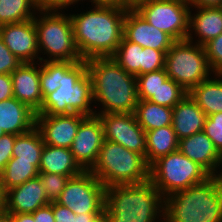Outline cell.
Instances as JSON below:
<instances>
[{
  "instance_id": "7",
  "label": "cell",
  "mask_w": 222,
  "mask_h": 222,
  "mask_svg": "<svg viewBox=\"0 0 222 222\" xmlns=\"http://www.w3.org/2000/svg\"><path fill=\"white\" fill-rule=\"evenodd\" d=\"M62 11H37L34 23L39 54H47L40 61L79 62L82 60L74 41L70 15ZM48 57V58H47Z\"/></svg>"
},
{
  "instance_id": "42",
  "label": "cell",
  "mask_w": 222,
  "mask_h": 222,
  "mask_svg": "<svg viewBox=\"0 0 222 222\" xmlns=\"http://www.w3.org/2000/svg\"><path fill=\"white\" fill-rule=\"evenodd\" d=\"M12 97L14 96L11 74H0V101Z\"/></svg>"
},
{
  "instance_id": "44",
  "label": "cell",
  "mask_w": 222,
  "mask_h": 222,
  "mask_svg": "<svg viewBox=\"0 0 222 222\" xmlns=\"http://www.w3.org/2000/svg\"><path fill=\"white\" fill-rule=\"evenodd\" d=\"M92 6H114L122 9H130L132 6L126 0H89Z\"/></svg>"
},
{
  "instance_id": "36",
  "label": "cell",
  "mask_w": 222,
  "mask_h": 222,
  "mask_svg": "<svg viewBox=\"0 0 222 222\" xmlns=\"http://www.w3.org/2000/svg\"><path fill=\"white\" fill-rule=\"evenodd\" d=\"M203 131L220 153L222 151V112L207 116Z\"/></svg>"
},
{
  "instance_id": "30",
  "label": "cell",
  "mask_w": 222,
  "mask_h": 222,
  "mask_svg": "<svg viewBox=\"0 0 222 222\" xmlns=\"http://www.w3.org/2000/svg\"><path fill=\"white\" fill-rule=\"evenodd\" d=\"M142 49L143 47H141L139 44L128 41L123 36L119 47L111 56V58L127 73H130L134 76H139Z\"/></svg>"
},
{
  "instance_id": "43",
  "label": "cell",
  "mask_w": 222,
  "mask_h": 222,
  "mask_svg": "<svg viewBox=\"0 0 222 222\" xmlns=\"http://www.w3.org/2000/svg\"><path fill=\"white\" fill-rule=\"evenodd\" d=\"M34 218V222H55L53 215V202L37 209L35 212L31 213Z\"/></svg>"
},
{
  "instance_id": "12",
  "label": "cell",
  "mask_w": 222,
  "mask_h": 222,
  "mask_svg": "<svg viewBox=\"0 0 222 222\" xmlns=\"http://www.w3.org/2000/svg\"><path fill=\"white\" fill-rule=\"evenodd\" d=\"M101 120L104 139L120 144L146 159V132L136 121L134 113L97 114Z\"/></svg>"
},
{
  "instance_id": "18",
  "label": "cell",
  "mask_w": 222,
  "mask_h": 222,
  "mask_svg": "<svg viewBox=\"0 0 222 222\" xmlns=\"http://www.w3.org/2000/svg\"><path fill=\"white\" fill-rule=\"evenodd\" d=\"M13 96L37 113L43 103L40 62L22 63L11 73Z\"/></svg>"
},
{
  "instance_id": "31",
  "label": "cell",
  "mask_w": 222,
  "mask_h": 222,
  "mask_svg": "<svg viewBox=\"0 0 222 222\" xmlns=\"http://www.w3.org/2000/svg\"><path fill=\"white\" fill-rule=\"evenodd\" d=\"M75 62L40 61V86L43 99L60 86V74H64Z\"/></svg>"
},
{
  "instance_id": "25",
  "label": "cell",
  "mask_w": 222,
  "mask_h": 222,
  "mask_svg": "<svg viewBox=\"0 0 222 222\" xmlns=\"http://www.w3.org/2000/svg\"><path fill=\"white\" fill-rule=\"evenodd\" d=\"M179 140L172 125L146 131V162L151 166L160 157L178 150Z\"/></svg>"
},
{
  "instance_id": "11",
  "label": "cell",
  "mask_w": 222,
  "mask_h": 222,
  "mask_svg": "<svg viewBox=\"0 0 222 222\" xmlns=\"http://www.w3.org/2000/svg\"><path fill=\"white\" fill-rule=\"evenodd\" d=\"M105 189L90 171H83L69 179L56 202L75 214L104 213Z\"/></svg>"
},
{
  "instance_id": "16",
  "label": "cell",
  "mask_w": 222,
  "mask_h": 222,
  "mask_svg": "<svg viewBox=\"0 0 222 222\" xmlns=\"http://www.w3.org/2000/svg\"><path fill=\"white\" fill-rule=\"evenodd\" d=\"M123 36L143 48H153L165 54L175 42L170 35L149 24L133 7L126 11Z\"/></svg>"
},
{
  "instance_id": "6",
  "label": "cell",
  "mask_w": 222,
  "mask_h": 222,
  "mask_svg": "<svg viewBox=\"0 0 222 222\" xmlns=\"http://www.w3.org/2000/svg\"><path fill=\"white\" fill-rule=\"evenodd\" d=\"M89 171L106 188L150 180V166L143 155L105 139L97 161Z\"/></svg>"
},
{
  "instance_id": "24",
  "label": "cell",
  "mask_w": 222,
  "mask_h": 222,
  "mask_svg": "<svg viewBox=\"0 0 222 222\" xmlns=\"http://www.w3.org/2000/svg\"><path fill=\"white\" fill-rule=\"evenodd\" d=\"M188 95L207 116L222 112V74L214 73L213 77L193 87Z\"/></svg>"
},
{
  "instance_id": "14",
  "label": "cell",
  "mask_w": 222,
  "mask_h": 222,
  "mask_svg": "<svg viewBox=\"0 0 222 222\" xmlns=\"http://www.w3.org/2000/svg\"><path fill=\"white\" fill-rule=\"evenodd\" d=\"M103 141L101 120L97 115L87 116L80 123L70 148L74 160L84 171H89L96 163Z\"/></svg>"
},
{
  "instance_id": "41",
  "label": "cell",
  "mask_w": 222,
  "mask_h": 222,
  "mask_svg": "<svg viewBox=\"0 0 222 222\" xmlns=\"http://www.w3.org/2000/svg\"><path fill=\"white\" fill-rule=\"evenodd\" d=\"M53 215L55 222H76V214L56 201L53 202Z\"/></svg>"
},
{
  "instance_id": "32",
  "label": "cell",
  "mask_w": 222,
  "mask_h": 222,
  "mask_svg": "<svg viewBox=\"0 0 222 222\" xmlns=\"http://www.w3.org/2000/svg\"><path fill=\"white\" fill-rule=\"evenodd\" d=\"M187 94V91L168 77L148 101L173 108Z\"/></svg>"
},
{
  "instance_id": "1",
  "label": "cell",
  "mask_w": 222,
  "mask_h": 222,
  "mask_svg": "<svg viewBox=\"0 0 222 222\" xmlns=\"http://www.w3.org/2000/svg\"><path fill=\"white\" fill-rule=\"evenodd\" d=\"M93 7L80 14H69L76 47L85 61L114 54L123 38L124 19L128 10L114 6Z\"/></svg>"
},
{
  "instance_id": "9",
  "label": "cell",
  "mask_w": 222,
  "mask_h": 222,
  "mask_svg": "<svg viewBox=\"0 0 222 222\" xmlns=\"http://www.w3.org/2000/svg\"><path fill=\"white\" fill-rule=\"evenodd\" d=\"M210 175L179 150L160 157L150 166V181L165 199L204 182Z\"/></svg>"
},
{
  "instance_id": "13",
  "label": "cell",
  "mask_w": 222,
  "mask_h": 222,
  "mask_svg": "<svg viewBox=\"0 0 222 222\" xmlns=\"http://www.w3.org/2000/svg\"><path fill=\"white\" fill-rule=\"evenodd\" d=\"M0 37L11 53L22 63L40 62L41 55H39L34 18L1 25Z\"/></svg>"
},
{
  "instance_id": "33",
  "label": "cell",
  "mask_w": 222,
  "mask_h": 222,
  "mask_svg": "<svg viewBox=\"0 0 222 222\" xmlns=\"http://www.w3.org/2000/svg\"><path fill=\"white\" fill-rule=\"evenodd\" d=\"M167 78L164 68L136 76L138 100H149Z\"/></svg>"
},
{
  "instance_id": "15",
  "label": "cell",
  "mask_w": 222,
  "mask_h": 222,
  "mask_svg": "<svg viewBox=\"0 0 222 222\" xmlns=\"http://www.w3.org/2000/svg\"><path fill=\"white\" fill-rule=\"evenodd\" d=\"M87 116L79 113L36 115L35 127L45 144L70 149L80 123Z\"/></svg>"
},
{
  "instance_id": "46",
  "label": "cell",
  "mask_w": 222,
  "mask_h": 222,
  "mask_svg": "<svg viewBox=\"0 0 222 222\" xmlns=\"http://www.w3.org/2000/svg\"><path fill=\"white\" fill-rule=\"evenodd\" d=\"M103 213H81L76 214V222H94Z\"/></svg>"
},
{
  "instance_id": "35",
  "label": "cell",
  "mask_w": 222,
  "mask_h": 222,
  "mask_svg": "<svg viewBox=\"0 0 222 222\" xmlns=\"http://www.w3.org/2000/svg\"><path fill=\"white\" fill-rule=\"evenodd\" d=\"M165 53L153 48H143L140 64V75L164 68Z\"/></svg>"
},
{
  "instance_id": "45",
  "label": "cell",
  "mask_w": 222,
  "mask_h": 222,
  "mask_svg": "<svg viewBox=\"0 0 222 222\" xmlns=\"http://www.w3.org/2000/svg\"><path fill=\"white\" fill-rule=\"evenodd\" d=\"M191 6L196 7H220L222 0H187Z\"/></svg>"
},
{
  "instance_id": "34",
  "label": "cell",
  "mask_w": 222,
  "mask_h": 222,
  "mask_svg": "<svg viewBox=\"0 0 222 222\" xmlns=\"http://www.w3.org/2000/svg\"><path fill=\"white\" fill-rule=\"evenodd\" d=\"M39 177L46 197L50 202H54L60 197L67 182L72 178L70 176L52 173H39Z\"/></svg>"
},
{
  "instance_id": "37",
  "label": "cell",
  "mask_w": 222,
  "mask_h": 222,
  "mask_svg": "<svg viewBox=\"0 0 222 222\" xmlns=\"http://www.w3.org/2000/svg\"><path fill=\"white\" fill-rule=\"evenodd\" d=\"M204 48L212 71L222 74V34L210 40Z\"/></svg>"
},
{
  "instance_id": "20",
  "label": "cell",
  "mask_w": 222,
  "mask_h": 222,
  "mask_svg": "<svg viewBox=\"0 0 222 222\" xmlns=\"http://www.w3.org/2000/svg\"><path fill=\"white\" fill-rule=\"evenodd\" d=\"M194 7V8H193ZM195 13L192 14V10ZM189 12V32L187 40L204 46L222 34V11L220 7L191 6ZM194 33V34H192ZM193 35V36H192ZM198 37V39H195Z\"/></svg>"
},
{
  "instance_id": "19",
  "label": "cell",
  "mask_w": 222,
  "mask_h": 222,
  "mask_svg": "<svg viewBox=\"0 0 222 222\" xmlns=\"http://www.w3.org/2000/svg\"><path fill=\"white\" fill-rule=\"evenodd\" d=\"M178 150L201 166L210 176H215L220 165V153L204 131L179 140Z\"/></svg>"
},
{
  "instance_id": "22",
  "label": "cell",
  "mask_w": 222,
  "mask_h": 222,
  "mask_svg": "<svg viewBox=\"0 0 222 222\" xmlns=\"http://www.w3.org/2000/svg\"><path fill=\"white\" fill-rule=\"evenodd\" d=\"M36 113L12 97L0 101V128L5 134L20 135L35 127Z\"/></svg>"
},
{
  "instance_id": "38",
  "label": "cell",
  "mask_w": 222,
  "mask_h": 222,
  "mask_svg": "<svg viewBox=\"0 0 222 222\" xmlns=\"http://www.w3.org/2000/svg\"><path fill=\"white\" fill-rule=\"evenodd\" d=\"M21 64L22 62L11 53L0 37V74H11Z\"/></svg>"
},
{
  "instance_id": "52",
  "label": "cell",
  "mask_w": 222,
  "mask_h": 222,
  "mask_svg": "<svg viewBox=\"0 0 222 222\" xmlns=\"http://www.w3.org/2000/svg\"><path fill=\"white\" fill-rule=\"evenodd\" d=\"M2 194H1V191H0V209L3 207V203H2Z\"/></svg>"
},
{
  "instance_id": "2",
  "label": "cell",
  "mask_w": 222,
  "mask_h": 222,
  "mask_svg": "<svg viewBox=\"0 0 222 222\" xmlns=\"http://www.w3.org/2000/svg\"><path fill=\"white\" fill-rule=\"evenodd\" d=\"M92 81L93 105L100 102L95 114L134 113L138 103L136 76L127 73L111 57L86 60Z\"/></svg>"
},
{
  "instance_id": "26",
  "label": "cell",
  "mask_w": 222,
  "mask_h": 222,
  "mask_svg": "<svg viewBox=\"0 0 222 222\" xmlns=\"http://www.w3.org/2000/svg\"><path fill=\"white\" fill-rule=\"evenodd\" d=\"M172 108L148 100H138L134 115L138 124L146 131L172 125Z\"/></svg>"
},
{
  "instance_id": "17",
  "label": "cell",
  "mask_w": 222,
  "mask_h": 222,
  "mask_svg": "<svg viewBox=\"0 0 222 222\" xmlns=\"http://www.w3.org/2000/svg\"><path fill=\"white\" fill-rule=\"evenodd\" d=\"M3 208L11 214L33 213L51 202L38 176L7 190L2 196Z\"/></svg>"
},
{
  "instance_id": "47",
  "label": "cell",
  "mask_w": 222,
  "mask_h": 222,
  "mask_svg": "<svg viewBox=\"0 0 222 222\" xmlns=\"http://www.w3.org/2000/svg\"><path fill=\"white\" fill-rule=\"evenodd\" d=\"M14 222H34L33 215L31 213L12 214Z\"/></svg>"
},
{
  "instance_id": "39",
  "label": "cell",
  "mask_w": 222,
  "mask_h": 222,
  "mask_svg": "<svg viewBox=\"0 0 222 222\" xmlns=\"http://www.w3.org/2000/svg\"><path fill=\"white\" fill-rule=\"evenodd\" d=\"M17 135L5 134L0 137V173L12 158L13 145Z\"/></svg>"
},
{
  "instance_id": "21",
  "label": "cell",
  "mask_w": 222,
  "mask_h": 222,
  "mask_svg": "<svg viewBox=\"0 0 222 222\" xmlns=\"http://www.w3.org/2000/svg\"><path fill=\"white\" fill-rule=\"evenodd\" d=\"M172 111V127L178 140L204 130L207 115L188 94Z\"/></svg>"
},
{
  "instance_id": "48",
  "label": "cell",
  "mask_w": 222,
  "mask_h": 222,
  "mask_svg": "<svg viewBox=\"0 0 222 222\" xmlns=\"http://www.w3.org/2000/svg\"><path fill=\"white\" fill-rule=\"evenodd\" d=\"M0 222H14L13 215L7 212L3 207L0 209Z\"/></svg>"
},
{
  "instance_id": "4",
  "label": "cell",
  "mask_w": 222,
  "mask_h": 222,
  "mask_svg": "<svg viewBox=\"0 0 222 222\" xmlns=\"http://www.w3.org/2000/svg\"><path fill=\"white\" fill-rule=\"evenodd\" d=\"M164 222H222V187L215 176L164 199Z\"/></svg>"
},
{
  "instance_id": "27",
  "label": "cell",
  "mask_w": 222,
  "mask_h": 222,
  "mask_svg": "<svg viewBox=\"0 0 222 222\" xmlns=\"http://www.w3.org/2000/svg\"><path fill=\"white\" fill-rule=\"evenodd\" d=\"M44 145L40 132L33 127L28 132L17 135L12 158L15 161L31 162L39 170Z\"/></svg>"
},
{
  "instance_id": "10",
  "label": "cell",
  "mask_w": 222,
  "mask_h": 222,
  "mask_svg": "<svg viewBox=\"0 0 222 222\" xmlns=\"http://www.w3.org/2000/svg\"><path fill=\"white\" fill-rule=\"evenodd\" d=\"M133 8L149 24L167 33L175 41L187 38L191 8L187 0H143Z\"/></svg>"
},
{
  "instance_id": "49",
  "label": "cell",
  "mask_w": 222,
  "mask_h": 222,
  "mask_svg": "<svg viewBox=\"0 0 222 222\" xmlns=\"http://www.w3.org/2000/svg\"><path fill=\"white\" fill-rule=\"evenodd\" d=\"M220 166L222 167V157H220L219 169H220ZM215 177L217 178V181L219 182L220 186L222 187V171L220 172V170H218L217 173L215 174Z\"/></svg>"
},
{
  "instance_id": "29",
  "label": "cell",
  "mask_w": 222,
  "mask_h": 222,
  "mask_svg": "<svg viewBox=\"0 0 222 222\" xmlns=\"http://www.w3.org/2000/svg\"><path fill=\"white\" fill-rule=\"evenodd\" d=\"M36 11L33 0H0V26L31 20Z\"/></svg>"
},
{
  "instance_id": "40",
  "label": "cell",
  "mask_w": 222,
  "mask_h": 222,
  "mask_svg": "<svg viewBox=\"0 0 222 222\" xmlns=\"http://www.w3.org/2000/svg\"><path fill=\"white\" fill-rule=\"evenodd\" d=\"M37 10L42 11H61L71 5L75 6L78 2L83 0H33ZM85 1V0H84Z\"/></svg>"
},
{
  "instance_id": "53",
  "label": "cell",
  "mask_w": 222,
  "mask_h": 222,
  "mask_svg": "<svg viewBox=\"0 0 222 222\" xmlns=\"http://www.w3.org/2000/svg\"><path fill=\"white\" fill-rule=\"evenodd\" d=\"M5 135L4 131L0 128V137Z\"/></svg>"
},
{
  "instance_id": "8",
  "label": "cell",
  "mask_w": 222,
  "mask_h": 222,
  "mask_svg": "<svg viewBox=\"0 0 222 222\" xmlns=\"http://www.w3.org/2000/svg\"><path fill=\"white\" fill-rule=\"evenodd\" d=\"M164 69L187 92L214 74L204 46L187 39L172 44L165 55Z\"/></svg>"
},
{
  "instance_id": "23",
  "label": "cell",
  "mask_w": 222,
  "mask_h": 222,
  "mask_svg": "<svg viewBox=\"0 0 222 222\" xmlns=\"http://www.w3.org/2000/svg\"><path fill=\"white\" fill-rule=\"evenodd\" d=\"M84 170L74 160L71 149L45 144L41 153L39 173L76 177Z\"/></svg>"
},
{
  "instance_id": "51",
  "label": "cell",
  "mask_w": 222,
  "mask_h": 222,
  "mask_svg": "<svg viewBox=\"0 0 222 222\" xmlns=\"http://www.w3.org/2000/svg\"><path fill=\"white\" fill-rule=\"evenodd\" d=\"M132 7H134L138 2L143 0H126Z\"/></svg>"
},
{
  "instance_id": "50",
  "label": "cell",
  "mask_w": 222,
  "mask_h": 222,
  "mask_svg": "<svg viewBox=\"0 0 222 222\" xmlns=\"http://www.w3.org/2000/svg\"><path fill=\"white\" fill-rule=\"evenodd\" d=\"M94 222H109L106 215L103 213L100 217H98Z\"/></svg>"
},
{
  "instance_id": "3",
  "label": "cell",
  "mask_w": 222,
  "mask_h": 222,
  "mask_svg": "<svg viewBox=\"0 0 222 222\" xmlns=\"http://www.w3.org/2000/svg\"><path fill=\"white\" fill-rule=\"evenodd\" d=\"M104 214L109 222H164V198L150 180L111 186L105 189Z\"/></svg>"
},
{
  "instance_id": "5",
  "label": "cell",
  "mask_w": 222,
  "mask_h": 222,
  "mask_svg": "<svg viewBox=\"0 0 222 222\" xmlns=\"http://www.w3.org/2000/svg\"><path fill=\"white\" fill-rule=\"evenodd\" d=\"M60 86L48 94L36 115H63L79 113L94 116L92 81L85 60L75 62L64 74H60Z\"/></svg>"
},
{
  "instance_id": "28",
  "label": "cell",
  "mask_w": 222,
  "mask_h": 222,
  "mask_svg": "<svg viewBox=\"0 0 222 222\" xmlns=\"http://www.w3.org/2000/svg\"><path fill=\"white\" fill-rule=\"evenodd\" d=\"M39 175V170L31 162L15 161L13 158L0 173V191L3 195L7 190L22 185Z\"/></svg>"
}]
</instances>
